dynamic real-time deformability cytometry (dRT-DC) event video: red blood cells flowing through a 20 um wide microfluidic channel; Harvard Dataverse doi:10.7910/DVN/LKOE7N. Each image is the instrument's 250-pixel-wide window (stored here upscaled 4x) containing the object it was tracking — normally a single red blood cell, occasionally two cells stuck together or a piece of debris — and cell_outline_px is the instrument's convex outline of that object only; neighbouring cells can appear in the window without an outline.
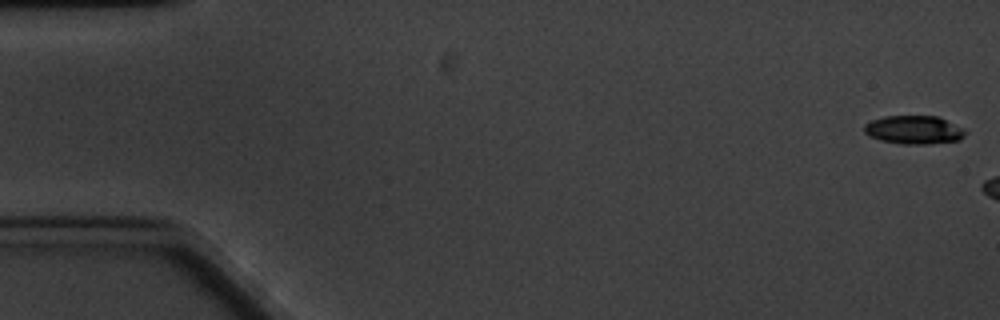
{"species": "common noctule bat (a hibernating species)", "species_latin": "Nyctalus noctula", "temperature_condition": "cold", "stored_images_in_passage": 7, "camera_frame_rate_fps": 3000, "um_per_image_px": 0.085, "animal": {"sex": "male", "body_mass_g": 20.1, "forearm_length_mm": 53.5}, "frame": {"image": 1, "passage_image": 1, "time_ms": 0.0, "image_size_px": [1000, 320], "cell_outline_px": [[968, 132], [960, 140], [928, 144], [904, 144], [880, 140], [868, 136], [864, 132], [864, 124], [872, 120], [884, 116], [936, 116], [964, 128]], "centroid_in_image_um": [77.68, 11.04], "position_along_channel_um": 7.3, "area_um2": 16.82}}